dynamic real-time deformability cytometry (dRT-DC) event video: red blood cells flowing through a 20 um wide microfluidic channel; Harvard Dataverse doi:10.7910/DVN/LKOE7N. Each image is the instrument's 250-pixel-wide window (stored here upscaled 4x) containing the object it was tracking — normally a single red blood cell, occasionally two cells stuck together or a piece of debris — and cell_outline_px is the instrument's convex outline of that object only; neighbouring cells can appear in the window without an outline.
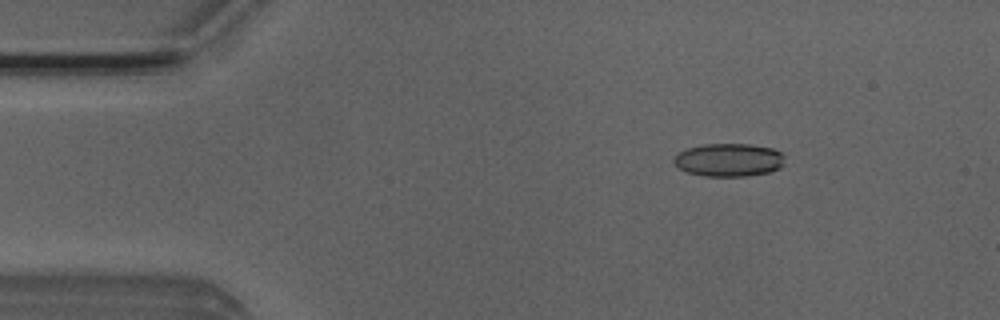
{"species": "Egyptian fruit bat (a non-hibernating species)", "species_latin": "Rousettus aegyptiacus", "temperature_condition": "room temperature", "stored_images_in_passage": 15, "camera_frame_rate_fps": 3000, "um_per_image_px": 0.085, "animal": {"sex": "male"}, "frame": {"image": 1, "passage_image": 7, "time_ms": 2.0, "image_size_px": [1000, 320], "cell_outline_px": [[784, 164], [780, 168], [768, 172], [748, 176], [704, 176], [688, 172], [680, 168], [672, 160], [672, 156], [684, 148], [704, 144], [748, 144], [772, 148], [780, 152], [784, 156]], "centroid_in_image_um": [61.93, 13.59], "position_along_channel_um": 23.1, "area_um2": 21.56}}